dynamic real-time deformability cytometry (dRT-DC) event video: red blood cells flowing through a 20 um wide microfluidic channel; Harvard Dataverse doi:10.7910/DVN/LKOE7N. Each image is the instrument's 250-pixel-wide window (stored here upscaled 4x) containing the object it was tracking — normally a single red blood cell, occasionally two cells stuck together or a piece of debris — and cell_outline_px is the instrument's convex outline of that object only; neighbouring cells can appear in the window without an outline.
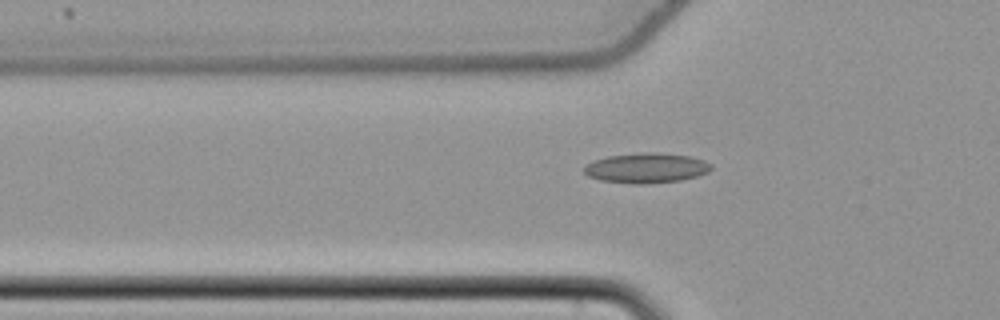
{"species": "common noctule bat (a hibernating species)", "species_latin": "Nyctalus noctula", "temperature_condition": "cold", "stored_images_in_passage": 50, "camera_frame_rate_fps": 3000, "um_per_image_px": 0.085, "animal": {"sex": "female", "body_mass_g": 22.7, "forearm_length_mm": 54.2}, "frame": {"image": 1, "passage_image": 19, "time_ms": 6.0, "image_size_px": [1000, 320], "cell_outline_px": [[712, 168], [708, 172], [696, 176], [680, 180], [644, 184], [632, 184], [600, 180], [588, 176], [584, 172], [584, 168], [592, 160], [608, 156], [640, 152], [656, 152], [688, 156], [704, 160], [712, 164]], "centroid_in_image_um": [54.93, 14.27], "position_along_channel_um": 70.9, "area_um2": 22.25}}
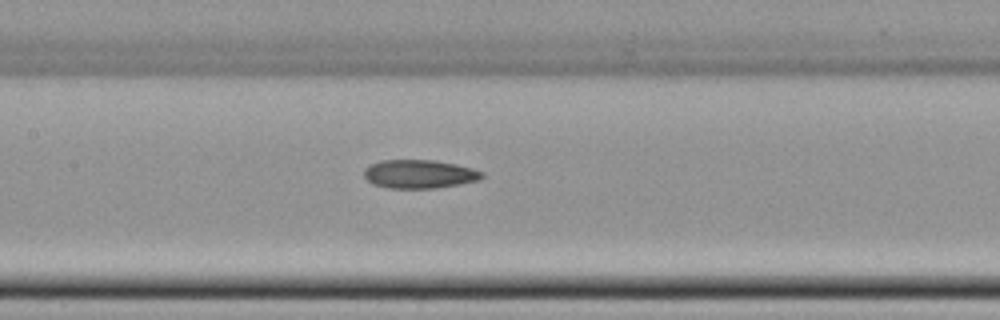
{"frame": {"image": 2, "passage_image": 27, "time_ms": 8.667, "image_size_px": [1000, 320], "cell_outline_px": [[484, 176], [480, 180], [460, 184], [436, 188], [388, 188], [372, 184], [364, 176], [364, 168], [380, 160], [436, 160], [456, 164], [472, 168], [484, 172]], "centroid_in_image_um": [35.66, 14.79], "position_along_channel_um": 171.7, "area_um2": 19.77}}
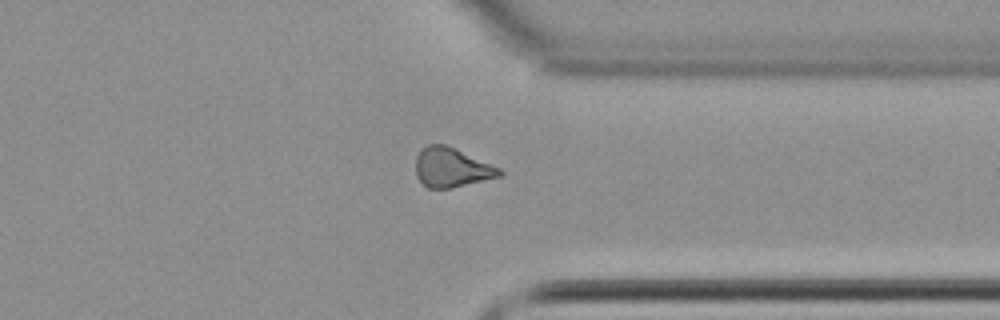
{"frame": {"image": 3, "passage_image": 43, "time_ms": 14.0, "image_size_px": [1000, 320], "cell_outline_px": [[504, 172], [500, 176], [452, 188], [428, 188], [416, 176], [416, 156], [420, 148], [428, 144], [444, 144], [456, 148], [500, 168]], "centroid_in_image_um": [38.37, 14.22], "position_along_channel_um": 373.0, "area_um2": 19.25}}